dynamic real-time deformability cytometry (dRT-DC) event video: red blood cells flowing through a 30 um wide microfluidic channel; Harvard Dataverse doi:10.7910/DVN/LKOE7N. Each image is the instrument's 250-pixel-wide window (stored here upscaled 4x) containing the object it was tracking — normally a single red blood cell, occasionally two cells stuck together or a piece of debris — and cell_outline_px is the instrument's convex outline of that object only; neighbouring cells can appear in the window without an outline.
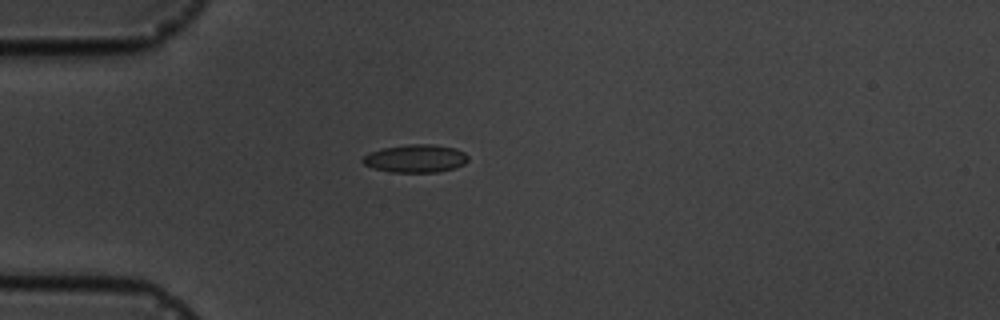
{"species": "common noctule bat (a hibernating species)", "species_latin": "Nyctalus noctula", "temperature_condition": "cold", "stored_images_in_passage": 3, "camera_frame_rate_fps": 3000, "um_per_image_px": 0.085, "animal": {"sex": "male", "body_mass_g": 19.5, "forearm_length_mm": 54.6}, "frame": {"image": 1, "passage_image": 3, "time_ms": 2.333, "image_size_px": [1000, 320], "cell_outline_px": [[468, 160], [464, 164], [456, 168], [436, 172], [388, 172], [372, 168], [364, 164], [360, 160], [364, 156], [372, 152], [384, 148], [412, 144], [432, 144], [456, 148], [464, 152], [468, 156]], "centroid_in_image_um": [35.34, 13.48], "position_along_channel_um": 49.7, "area_um2": 17.17}}